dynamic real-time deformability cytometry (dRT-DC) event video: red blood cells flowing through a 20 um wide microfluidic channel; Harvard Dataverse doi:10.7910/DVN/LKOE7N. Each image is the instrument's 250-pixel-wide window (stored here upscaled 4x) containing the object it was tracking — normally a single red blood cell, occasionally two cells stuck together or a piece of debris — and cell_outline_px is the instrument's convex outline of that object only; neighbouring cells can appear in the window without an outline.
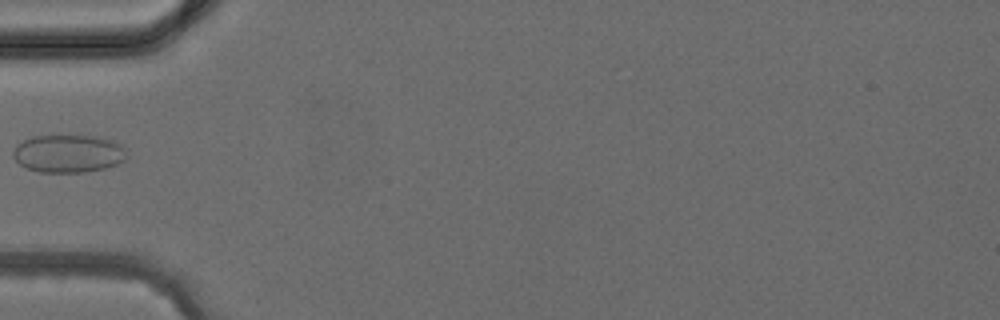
{"species": "common noctule bat (a hibernating species)", "species_latin": "Nyctalus noctula", "temperature_condition": "cold", "stored_images_in_passage": 4, "camera_frame_rate_fps": 3000, "um_per_image_px": 0.085, "animal": {"sex": "female", "body_mass_g": 24.6, "forearm_length_mm": 56.2}, "frame": {"image": 1, "passage_image": 4, "time_ms": 3.667, "image_size_px": [1000, 320], "cell_outline_px": [[124, 160], [116, 164], [104, 168], [84, 172], [40, 172], [24, 168], [12, 156], [12, 152], [16, 144], [32, 136], [92, 136], [112, 140], [120, 144], [124, 148]], "centroid_in_image_um": [5.74, 13.06], "position_along_channel_um": 79.3, "area_um2": 24.91}}